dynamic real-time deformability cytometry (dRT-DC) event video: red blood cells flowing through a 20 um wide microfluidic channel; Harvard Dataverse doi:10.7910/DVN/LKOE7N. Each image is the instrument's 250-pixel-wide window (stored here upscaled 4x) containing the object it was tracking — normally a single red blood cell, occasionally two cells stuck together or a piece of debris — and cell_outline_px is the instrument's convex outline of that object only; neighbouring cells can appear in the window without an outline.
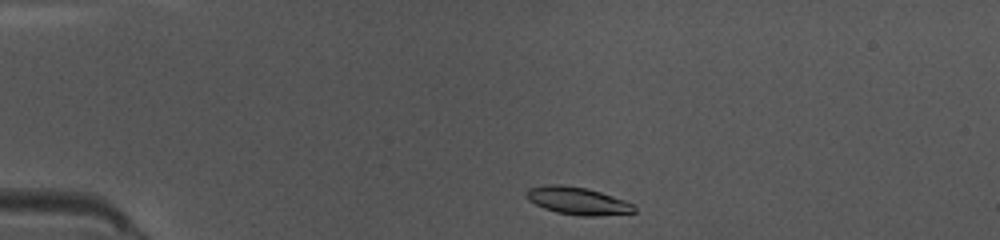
{"species": "common noctule bat (a hibernating species)", "species_latin": "Nyctalus noctula", "temperature_condition": "warm", "stored_images_in_passage": 4, "camera_frame_rate_fps": 3000, "um_per_image_px": 0.085, "animal": {"sex": "female", "body_mass_g": 10.0, "forearm_length_mm": 53.1}, "frame": {"image": 1, "passage_image": 1, "time_ms": 0.0, "image_size_px": [1000, 240], "cell_outline_px": [[636, 212], [596, 216], [580, 216], [556, 212], [544, 208], [528, 200], [528, 188], [544, 184], [560, 184], [588, 188], [624, 200], [632, 204], [636, 208]], "centroid_in_image_um": [49.1, 17.06], "position_along_channel_um": 35.9, "area_um2": 17.22}}